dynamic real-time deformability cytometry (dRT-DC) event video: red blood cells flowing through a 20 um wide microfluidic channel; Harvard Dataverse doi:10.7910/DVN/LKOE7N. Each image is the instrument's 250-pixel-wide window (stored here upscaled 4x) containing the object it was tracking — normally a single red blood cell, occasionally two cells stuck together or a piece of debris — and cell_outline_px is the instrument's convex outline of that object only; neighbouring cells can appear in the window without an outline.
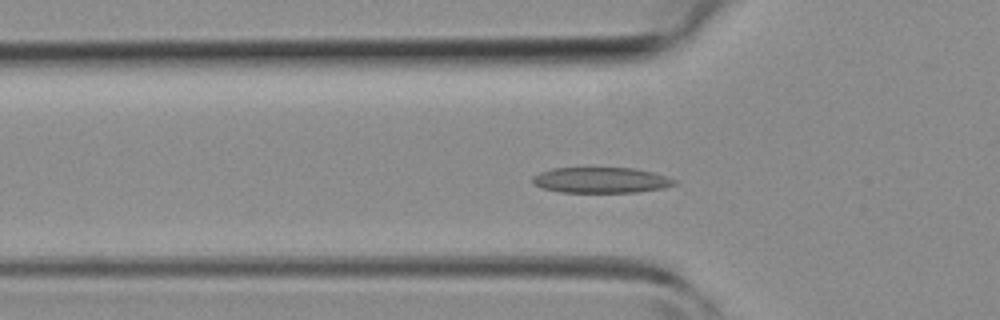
{"species": "common noctule bat (a hibernating species)", "species_latin": "Nyctalus noctula", "temperature_condition": "room temperature", "stored_images_in_passage": 43, "camera_frame_rate_fps": 3000, "um_per_image_px": 0.085, "animal": {"sex": "female", "body_mass_g": 19.3, "forearm_length_mm": 54.1}, "frame": {"image": 1, "passage_image": 13, "time_ms": 4.0, "image_size_px": [1000, 320], "cell_outline_px": [[676, 184], [664, 188], [636, 192], [560, 192], [540, 188], [532, 184], [532, 176], [540, 172], [552, 168], [632, 168], [652, 172], [668, 176], [676, 180]], "centroid_in_image_um": [51.05, 15.31], "position_along_channel_um": 74.7, "area_um2": 21.33}}
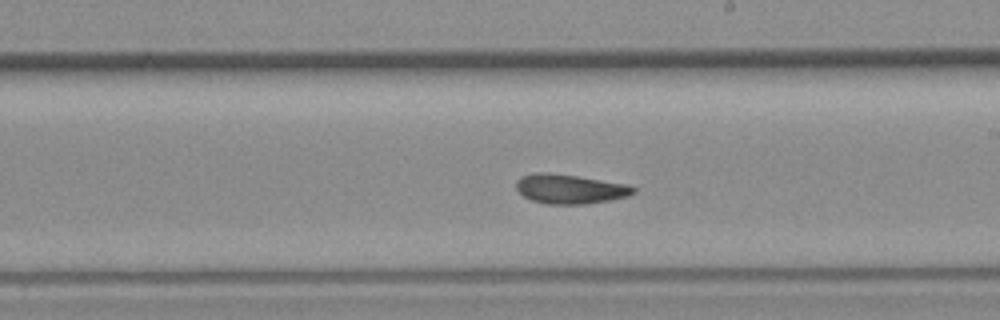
{"frame": {"image": 2, "passage_image": 24, "time_ms": 7.667, "image_size_px": [1000, 320], "cell_outline_px": [[636, 192], [628, 196], [608, 200], [584, 204], [544, 204], [532, 200], [524, 196], [516, 188], [516, 180], [520, 176], [536, 172], [552, 172], [628, 184], [636, 188]], "centroid_in_image_um": [48.43, 16.05], "position_along_channel_um": 240.6, "area_um2": 20.23}}
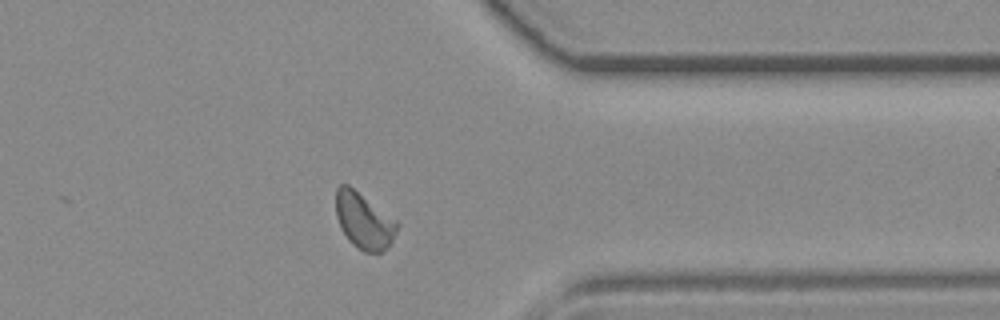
{"frame": {"image": 3, "passage_image": 34, "time_ms": 11.0, "image_size_px": [1000, 320], "cell_outline_px": [[400, 224], [388, 248], [380, 252], [364, 252], [356, 248], [348, 240], [340, 228], [336, 216], [336, 188], [340, 184], [348, 184], [396, 220]], "centroid_in_image_um": [30.92, 18.78], "position_along_channel_um": 380.5, "area_um2": 20.06}}